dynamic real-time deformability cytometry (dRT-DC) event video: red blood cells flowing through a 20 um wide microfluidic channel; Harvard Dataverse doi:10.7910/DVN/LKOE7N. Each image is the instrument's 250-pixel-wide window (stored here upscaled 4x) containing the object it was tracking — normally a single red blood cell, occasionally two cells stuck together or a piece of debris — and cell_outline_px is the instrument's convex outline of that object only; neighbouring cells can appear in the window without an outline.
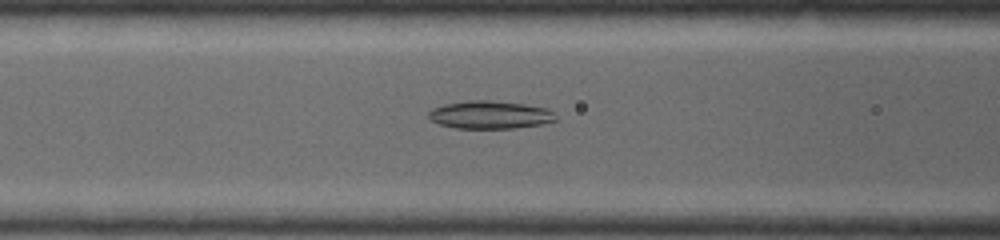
{"species": "common noctule bat (a hibernating species)", "species_latin": "Nyctalus noctula", "temperature_condition": "warm", "stored_images_in_passage": 32, "segment_of_instrument_passage": [1, 2], "camera_frame_rate_fps": 5000, "um_per_image_px": 0.085, "animal": {"sex": "female", "body_mass_g": 19.0, "forearm_length_mm": 53.3}, "frame": {"image": 1, "passage_image": 13, "time_ms": 2.4, "image_size_px": [1000, 240], "cell_outline_px": [[556, 120], [544, 124], [512, 128], [456, 128], [440, 124], [432, 120], [428, 116], [428, 112], [432, 108], [444, 104], [468, 100], [488, 100], [524, 104], [544, 108], [556, 112]], "centroid_in_image_um": [41.66, 9.75], "position_along_channel_um": 124.9, "area_um2": 20.63}}
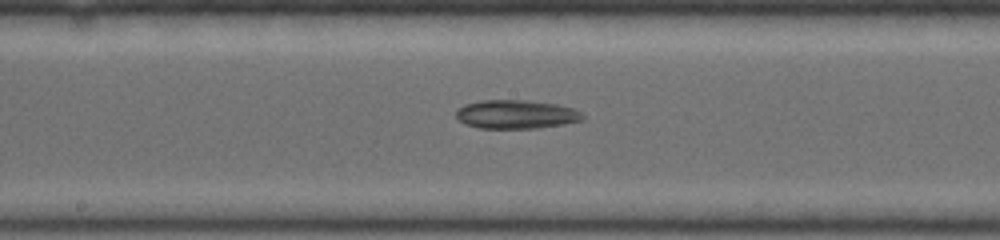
{"frame": {"image": 2, "passage_image": 18, "time_ms": 3.4, "image_size_px": [1000, 240], "cell_outline_px": [[584, 120], [564, 124], [536, 128], [480, 128], [464, 124], [456, 116], [456, 112], [464, 104], [480, 100], [528, 100], [556, 104], [576, 108], [584, 116]], "centroid_in_image_um": [43.9, 9.71], "position_along_channel_um": 204.3, "area_um2": 21.27}}
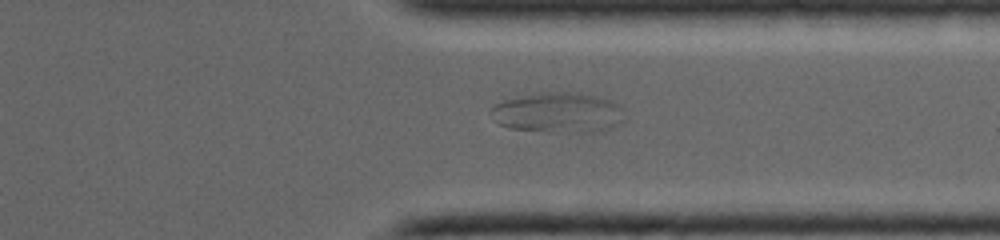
{"frame": {"image": 3, "passage_image": 27, "time_ms": 5.4, "image_size_px": [1000, 240], "cell_outline_px": [[628, 120], [612, 128], [592, 132], [548, 132], [508, 128], [500, 124], [488, 112], [496, 104], [504, 100], [524, 96], [548, 92], [576, 92], [596, 96], [620, 104], [624, 108], [628, 116]], "centroid_in_image_um": [47.55, 9.59], "position_along_channel_um": 363.9, "area_um2": 31.73}}